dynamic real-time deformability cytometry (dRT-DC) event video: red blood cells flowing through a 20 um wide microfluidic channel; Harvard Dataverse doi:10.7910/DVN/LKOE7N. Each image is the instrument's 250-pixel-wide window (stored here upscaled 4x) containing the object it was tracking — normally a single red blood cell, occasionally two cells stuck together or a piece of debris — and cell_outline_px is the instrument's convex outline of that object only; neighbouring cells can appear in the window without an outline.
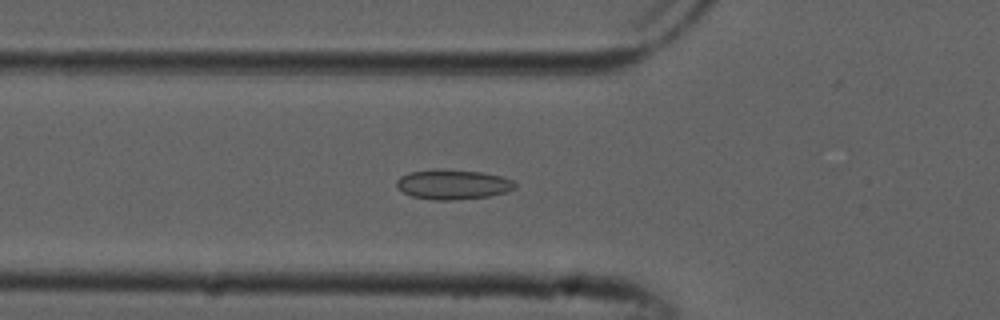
{"species": "common noctule bat (a hibernating species)", "species_latin": "Nyctalus noctula", "temperature_condition": "cold", "stored_images_in_passage": 52, "camera_frame_rate_fps": 3000, "um_per_image_px": 0.085, "animal": {"sex": "male", "forearm_length_mm": 52.5}, "frame": {"image": 1, "passage_image": 18, "time_ms": 5.667, "image_size_px": [1000, 320], "cell_outline_px": [[516, 188], [508, 192], [488, 196], [452, 200], [432, 200], [412, 196], [396, 188], [396, 180], [400, 176], [408, 172], [484, 172], [500, 176], [512, 180], [516, 184]], "centroid_in_image_um": [38.52, 15.73], "position_along_channel_um": 87.3, "area_um2": 19.77}}
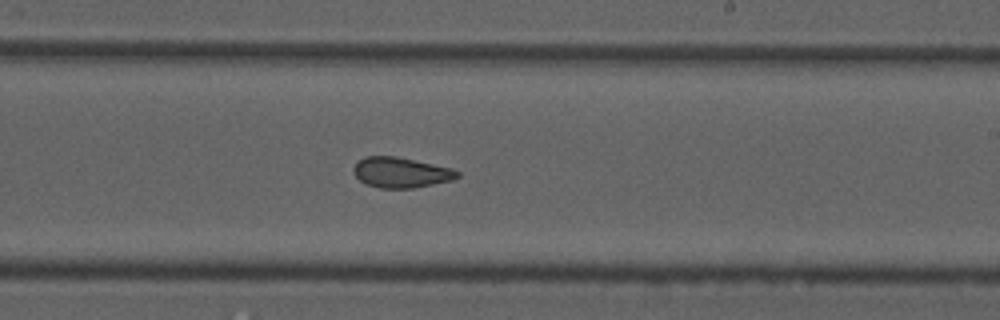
{"frame": {"image": 2, "passage_image": 31, "time_ms": 10.0, "image_size_px": [1000, 320], "cell_outline_px": [[460, 176], [452, 180], [412, 188], [380, 188], [364, 184], [356, 176], [352, 168], [364, 156], [396, 156], [452, 168], [460, 172]], "centroid_in_image_um": [34.08, 14.66], "position_along_channel_um": 254.9, "area_um2": 18.32}}
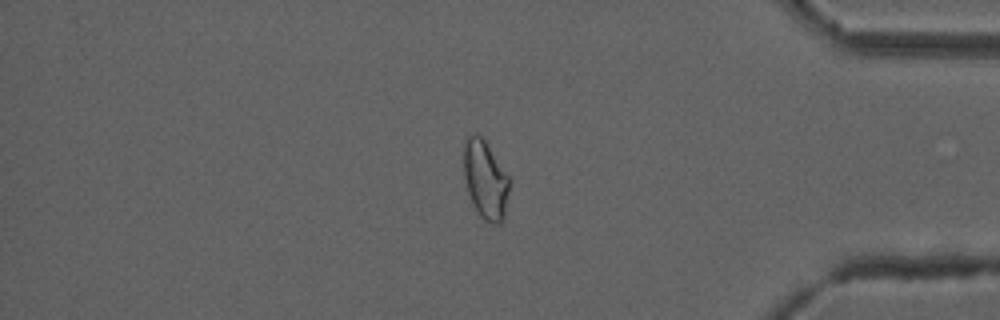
{"frame": {"image": 3, "passage_image": 44, "time_ms": 14.333, "image_size_px": [1000, 320], "cell_outline_px": [[508, 192], [504, 220], [500, 224], [492, 224], [484, 220], [480, 216], [468, 192], [464, 176], [464, 140], [468, 136], [480, 136], [484, 140], [508, 176]], "centroid_in_image_um": [41.25, 15.32], "position_along_channel_um": 393.9, "area_um2": 20.29}, "authors_computed_cell_mechanics": {"area_um2": 20.2589, "velocity_mm_per_s": 3.8636, "shape_relaxation_time_tau1_ms": null, "shape_relaxation_time_tau2_ms": 1.9556, "deformation_change_tau1": null, "deformation_change_tau2": 0.0862}}